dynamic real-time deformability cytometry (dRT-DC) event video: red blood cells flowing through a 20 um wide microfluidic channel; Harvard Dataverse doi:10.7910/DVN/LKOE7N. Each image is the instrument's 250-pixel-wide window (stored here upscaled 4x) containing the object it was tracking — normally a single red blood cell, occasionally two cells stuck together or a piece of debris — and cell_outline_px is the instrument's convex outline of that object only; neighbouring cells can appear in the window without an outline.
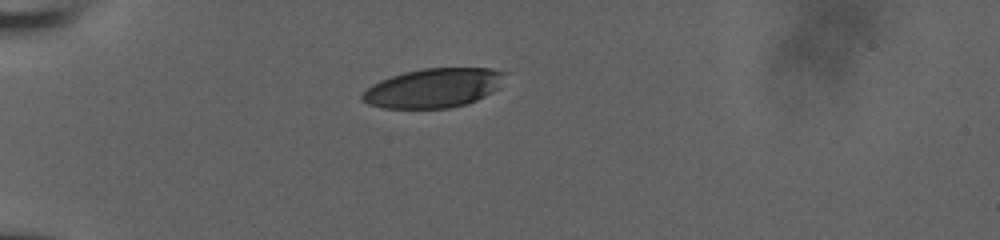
{"species": "human", "species_latin": "Homo sapiens", "temperature_condition": "room temperature", "stored_images_in_passage": 10, "camera_frame_rate_fps": 3000, "um_per_image_px": 0.085, "donor": {"sex": "male"}, "frame": {"image": 1, "passage_image": 1, "time_ms": 0.0, "image_size_px": [1000, 240], "cell_outline_px": [[508, 72], [500, 88], [468, 104], [448, 108], [384, 108], [368, 104], [360, 100], [360, 96], [372, 84], [380, 80], [404, 72], [424, 68], [492, 68]], "centroid_in_image_um": [36.88, 7.47], "position_along_channel_um": 48.1, "area_um2": 32.89}}
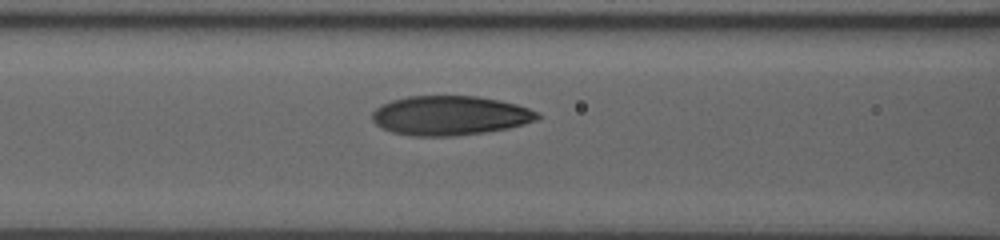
{"frame": {"image": 2, "passage_image": 7, "time_ms": 3.0, "image_size_px": [1000, 240], "cell_outline_px": [[540, 116], [536, 120], [524, 124], [508, 128], [484, 132], [452, 136], [412, 136], [392, 132], [376, 124], [372, 120], [372, 112], [376, 108], [392, 100], [408, 96], [476, 96], [500, 100], [516, 104], [540, 112]], "centroid_in_image_um": [38.26, 9.82], "position_along_channel_um": 128.3, "area_um2": 37.86}}
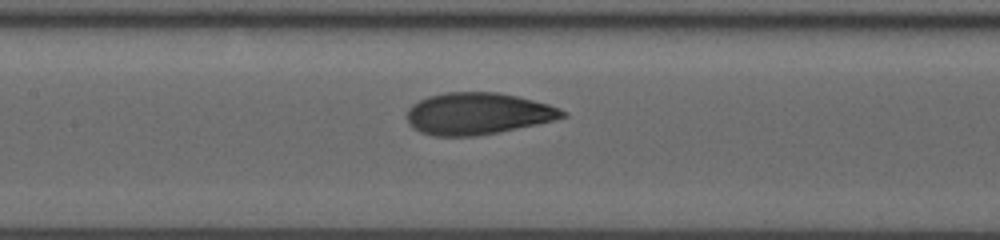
{"frame": {"image": 3, "passage_image": 9, "time_ms": 4.0, "image_size_px": [1000, 240], "cell_outline_px": [[568, 116], [536, 124], [476, 136], [436, 136], [420, 132], [412, 128], [408, 124], [408, 108], [412, 104], [428, 96], [444, 92], [496, 92], [516, 96], [548, 104], [560, 108], [568, 112]], "centroid_in_image_um": [40.59, 9.65], "position_along_channel_um": 166.8, "area_um2": 37.74}}